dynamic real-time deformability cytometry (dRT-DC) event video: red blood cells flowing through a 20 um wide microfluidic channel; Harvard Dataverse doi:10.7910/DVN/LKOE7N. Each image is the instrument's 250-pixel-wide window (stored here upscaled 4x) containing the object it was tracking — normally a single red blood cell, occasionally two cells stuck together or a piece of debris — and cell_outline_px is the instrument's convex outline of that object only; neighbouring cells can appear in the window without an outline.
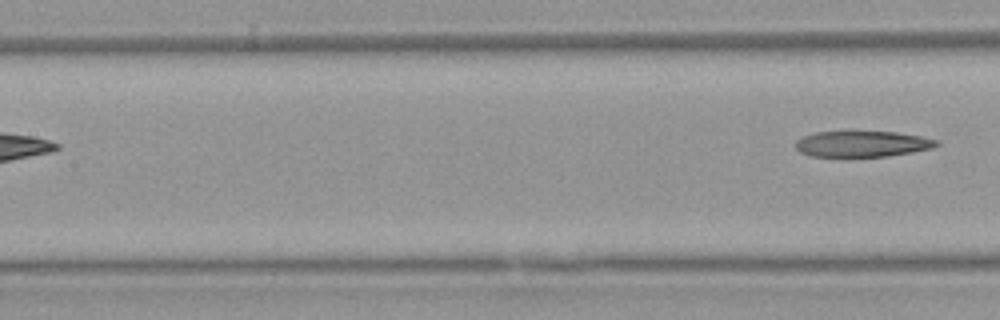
{"species": "Egyptian fruit bat (a non-hibernating species)", "species_latin": "Rousettus aegyptiacus", "temperature_condition": "warm", "stored_images_in_passage": 6, "segment_of_instrument_passage": [2, 2], "camera_frame_rate_fps": 3000, "um_per_image_px": 0.085, "animal": {"sex": "female"}, "frame": {"image": 1, "passage_image": 6, "time_ms": 6.0, "image_size_px": [1000, 320], "cell_outline_px": [[940, 144], [932, 148], [912, 152], [888, 156], [808, 156], [800, 152], [792, 144], [800, 136], [816, 132], [848, 128], [896, 132], [920, 136], [940, 140]], "centroid_in_image_um": [73.22, 12.17], "position_along_channel_um": 134.2, "area_um2": 22.54}}